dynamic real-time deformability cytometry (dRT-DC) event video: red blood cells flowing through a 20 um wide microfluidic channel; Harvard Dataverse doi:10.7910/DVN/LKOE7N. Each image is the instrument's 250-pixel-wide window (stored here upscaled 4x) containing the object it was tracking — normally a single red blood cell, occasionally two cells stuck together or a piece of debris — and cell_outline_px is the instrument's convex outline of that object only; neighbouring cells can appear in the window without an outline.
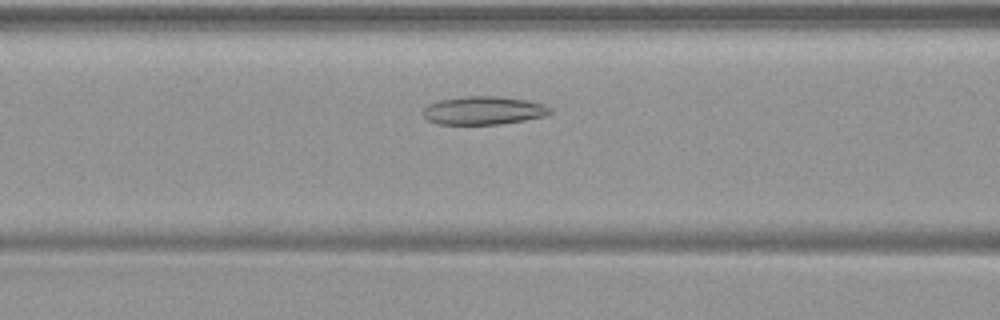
{"species": "common noctule bat (a hibernating species)", "species_latin": "Nyctalus noctula", "temperature_condition": "warm", "stored_images_in_passage": 41, "camera_frame_rate_fps": 3000, "um_per_image_px": 0.085, "animal": {"sex": "female", "body_mass_g": 19.9}, "frame": {"image": 1, "passage_image": 12, "time_ms": 3.667, "image_size_px": [1000, 320], "cell_outline_px": [[552, 112], [544, 116], [524, 120], [500, 124], [436, 124], [428, 120], [424, 116], [424, 108], [428, 104], [440, 100], [464, 96], [500, 96], [528, 100], [544, 104], [552, 108]], "centroid_in_image_um": [41.12, 9.38], "position_along_channel_um": 125.5, "area_um2": 20.98}}
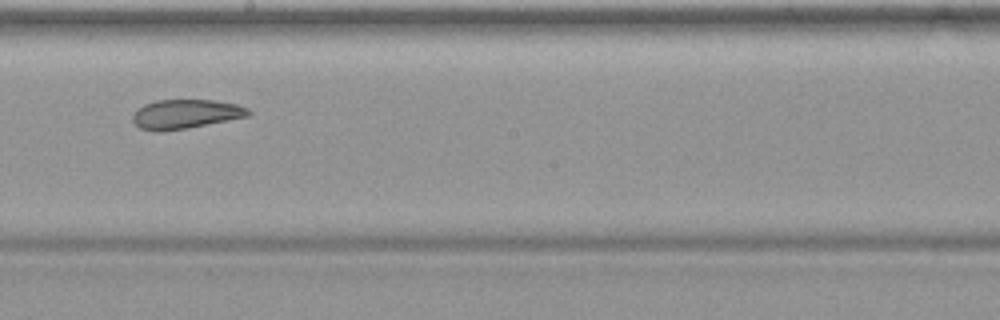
{"frame": {"image": 2, "passage_image": 20, "time_ms": 6.333, "image_size_px": [1000, 320], "cell_outline_px": [[252, 112], [248, 116], [188, 128], [160, 132], [156, 132], [140, 128], [132, 120], [132, 116], [136, 108], [144, 104], [156, 100], [212, 100], [236, 104], [248, 108]], "centroid_in_image_um": [15.73, 9.7], "position_along_channel_um": 232.5, "area_um2": 19.77}}
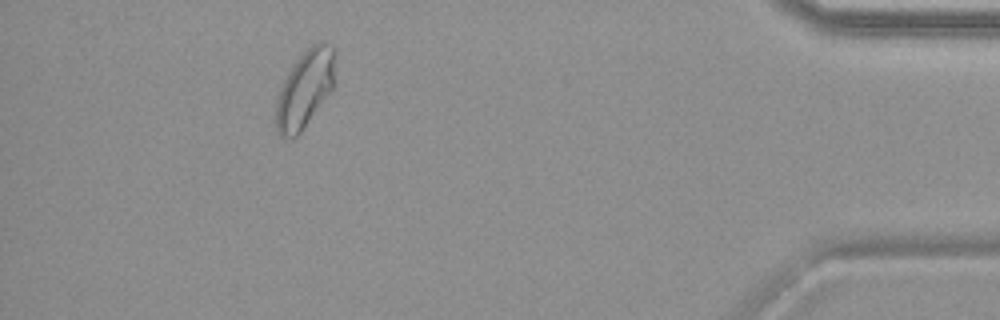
{"frame": {"image": 3, "passage_image": 37, "time_ms": 12.0, "image_size_px": [1000, 320], "cell_outline_px": [[336, 52], [332, 92], [300, 132], [292, 140], [288, 140], [280, 136], [276, 132], [276, 100], [280, 88], [288, 72], [296, 60], [312, 44], [320, 40], [324, 40], [332, 44], [336, 48]], "centroid_in_image_um": [25.94, 7.55], "position_along_channel_um": 409.3, "area_um2": 27.22}}